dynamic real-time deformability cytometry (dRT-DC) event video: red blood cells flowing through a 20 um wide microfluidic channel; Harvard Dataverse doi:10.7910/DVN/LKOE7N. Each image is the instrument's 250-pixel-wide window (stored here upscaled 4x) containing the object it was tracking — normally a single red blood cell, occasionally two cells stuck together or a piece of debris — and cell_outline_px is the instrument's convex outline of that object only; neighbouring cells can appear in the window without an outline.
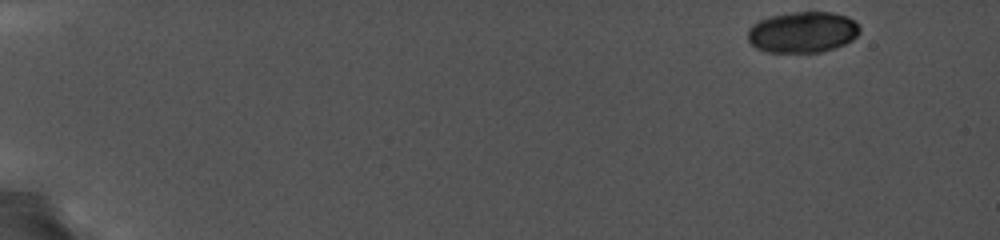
{"species": "common noctule bat (a hibernating species)", "species_latin": "Nyctalus noctula", "temperature_condition": "cold", "stored_images_in_passage": 23, "camera_frame_rate_fps": 5000, "um_per_image_px": 0.085, "animal": {"sex": "female", "body_mass_g": 19.0, "forearm_length_mm": 56.7}, "frame": {"image": 1, "passage_image": 1, "time_ms": 0.0, "image_size_px": [1000, 240], "cell_outline_px": [[860, 32], [852, 40], [836, 48], [820, 52], [768, 52], [756, 48], [748, 40], [748, 28], [752, 24], [760, 20], [772, 16], [792, 12], [832, 12], [848, 16], [860, 24]], "centroid_in_image_um": [68.25, 2.73], "position_along_channel_um": 16.7, "area_um2": 26.93}}
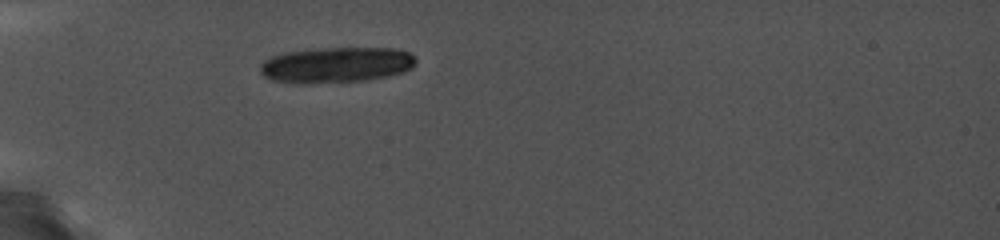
{"frame": {"image": 2, "passage_image": 22, "time_ms": 4.8, "image_size_px": [1000, 240], "cell_outline_px": [[416, 64], [412, 68], [404, 72], [388, 76], [364, 80], [272, 80], [264, 76], [260, 72], [260, 64], [264, 60], [272, 56], [284, 52], [320, 48], [396, 48], [408, 52], [416, 60]], "centroid_in_image_um": [28.66, 5.45], "position_along_channel_um": 56.3, "area_um2": 31.1}}